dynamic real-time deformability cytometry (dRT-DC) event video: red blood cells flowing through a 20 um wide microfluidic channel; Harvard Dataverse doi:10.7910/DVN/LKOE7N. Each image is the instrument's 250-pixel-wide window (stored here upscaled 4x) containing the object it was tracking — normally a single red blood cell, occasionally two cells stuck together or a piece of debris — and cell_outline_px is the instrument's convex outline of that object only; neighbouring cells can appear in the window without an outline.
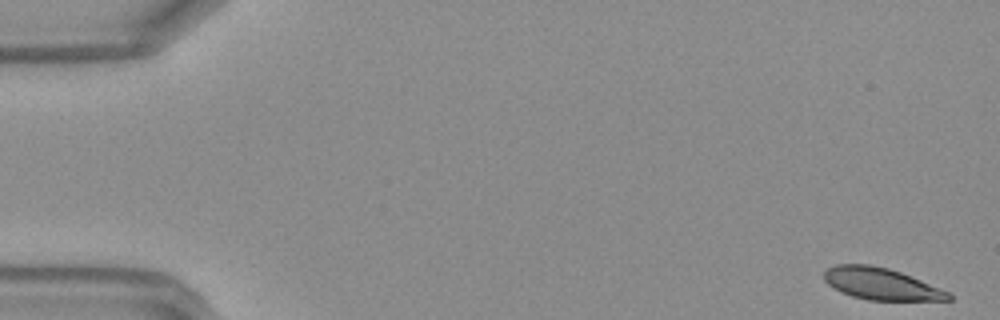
{"species": "Egyptian fruit bat (a non-hibernating species)", "species_latin": "Rousettus aegyptiacus", "temperature_condition": "warm", "stored_images_in_passage": 49, "camera_frame_rate_fps": 3000, "um_per_image_px": 0.085, "frame": {"image": 1, "passage_image": 1, "time_ms": 0.0, "image_size_px": [1000, 320], "cell_outline_px": [[952, 300], [868, 300], [852, 296], [840, 292], [828, 284], [824, 280], [824, 272], [828, 268], [836, 264], [868, 264], [888, 268], [900, 272], [940, 288], [948, 292], [952, 296]], "centroid_in_image_um": [74.86, 24.13], "position_along_channel_um": 10.1, "area_um2": 22.89}}
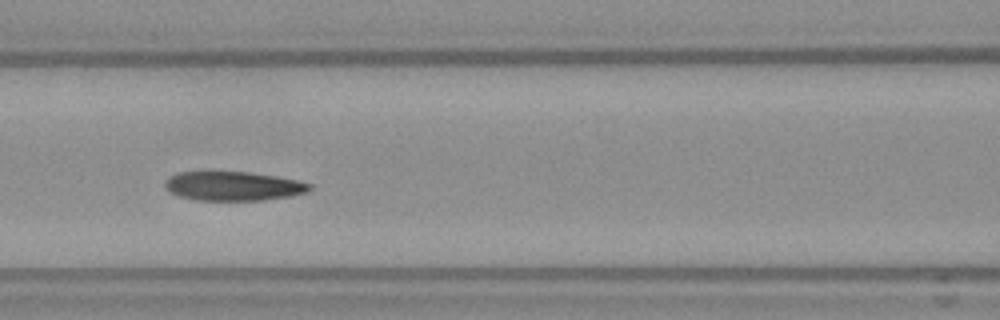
{"frame": {"image": 2, "passage_image": 21, "time_ms": 6.667, "image_size_px": [1000, 320], "cell_outline_px": [[312, 188], [308, 192], [292, 196], [264, 200], [196, 200], [176, 196], [168, 192], [164, 188], [164, 180], [168, 176], [176, 172], [252, 172], [300, 180], [312, 184]], "centroid_in_image_um": [19.8, 15.82], "position_along_channel_um": 146.8, "area_um2": 25.09}}
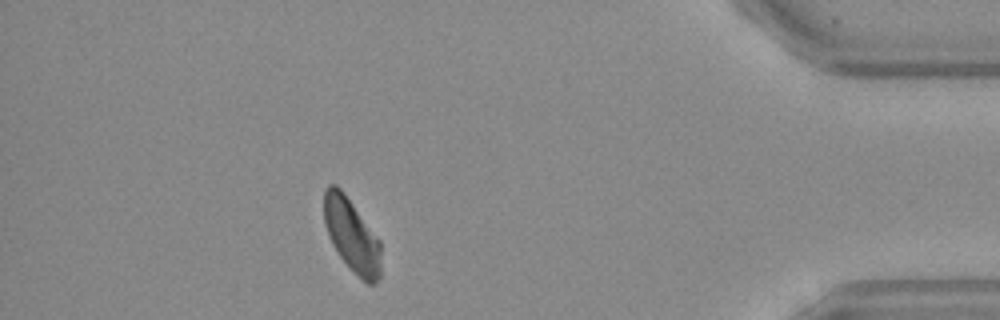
{"frame": {"image": 3, "passage_image": 43, "time_ms": 14.0, "image_size_px": [1000, 320], "cell_outline_px": [[380, 280], [376, 284], [368, 284], [340, 256], [332, 244], [328, 236], [324, 224], [324, 188], [328, 184], [336, 184], [344, 192], [380, 240]], "centroid_in_image_um": [29.88, 19.95], "position_along_channel_um": 405.3, "area_um2": 24.16}, "authors_computed_cell_mechanics": {"area_um2": 25.0274, "velocity_mm_per_s": 4.1659, "shape_relaxation_time_tau1_ms": 11.0378, "shape_relaxation_time_tau2_ms": 5.3675, "deformation_change_tau1": 0.2334, "deformation_change_tau2": 0.1206}}